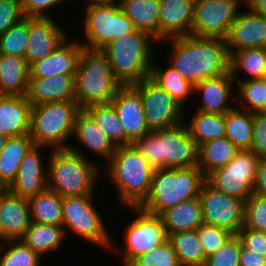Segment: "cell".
<instances>
[{
	"instance_id": "obj_43",
	"label": "cell",
	"mask_w": 266,
	"mask_h": 266,
	"mask_svg": "<svg viewBox=\"0 0 266 266\" xmlns=\"http://www.w3.org/2000/svg\"><path fill=\"white\" fill-rule=\"evenodd\" d=\"M241 102L244 100L249 112L260 111L266 99V79H251L240 81L238 84Z\"/></svg>"
},
{
	"instance_id": "obj_54",
	"label": "cell",
	"mask_w": 266,
	"mask_h": 266,
	"mask_svg": "<svg viewBox=\"0 0 266 266\" xmlns=\"http://www.w3.org/2000/svg\"><path fill=\"white\" fill-rule=\"evenodd\" d=\"M8 140V137L5 136L4 134L0 133V152L5 146L6 141Z\"/></svg>"
},
{
	"instance_id": "obj_32",
	"label": "cell",
	"mask_w": 266,
	"mask_h": 266,
	"mask_svg": "<svg viewBox=\"0 0 266 266\" xmlns=\"http://www.w3.org/2000/svg\"><path fill=\"white\" fill-rule=\"evenodd\" d=\"M65 231L62 225L31 222L21 240L42 257V255L50 251L54 252L59 248L63 238L67 235Z\"/></svg>"
},
{
	"instance_id": "obj_59",
	"label": "cell",
	"mask_w": 266,
	"mask_h": 266,
	"mask_svg": "<svg viewBox=\"0 0 266 266\" xmlns=\"http://www.w3.org/2000/svg\"><path fill=\"white\" fill-rule=\"evenodd\" d=\"M264 79H266V65H265V75H264Z\"/></svg>"
},
{
	"instance_id": "obj_41",
	"label": "cell",
	"mask_w": 266,
	"mask_h": 266,
	"mask_svg": "<svg viewBox=\"0 0 266 266\" xmlns=\"http://www.w3.org/2000/svg\"><path fill=\"white\" fill-rule=\"evenodd\" d=\"M9 246L0 255V266H40V256L21 239L5 240Z\"/></svg>"
},
{
	"instance_id": "obj_56",
	"label": "cell",
	"mask_w": 266,
	"mask_h": 266,
	"mask_svg": "<svg viewBox=\"0 0 266 266\" xmlns=\"http://www.w3.org/2000/svg\"><path fill=\"white\" fill-rule=\"evenodd\" d=\"M260 112L266 113V99H265L264 107L260 110Z\"/></svg>"
},
{
	"instance_id": "obj_6",
	"label": "cell",
	"mask_w": 266,
	"mask_h": 266,
	"mask_svg": "<svg viewBox=\"0 0 266 266\" xmlns=\"http://www.w3.org/2000/svg\"><path fill=\"white\" fill-rule=\"evenodd\" d=\"M206 176L198 167L155 169L148 198L140 206L160 215L182 202L198 197Z\"/></svg>"
},
{
	"instance_id": "obj_44",
	"label": "cell",
	"mask_w": 266,
	"mask_h": 266,
	"mask_svg": "<svg viewBox=\"0 0 266 266\" xmlns=\"http://www.w3.org/2000/svg\"><path fill=\"white\" fill-rule=\"evenodd\" d=\"M244 226L266 232V197L252 193L245 200Z\"/></svg>"
},
{
	"instance_id": "obj_53",
	"label": "cell",
	"mask_w": 266,
	"mask_h": 266,
	"mask_svg": "<svg viewBox=\"0 0 266 266\" xmlns=\"http://www.w3.org/2000/svg\"><path fill=\"white\" fill-rule=\"evenodd\" d=\"M246 5L266 18V0H248Z\"/></svg>"
},
{
	"instance_id": "obj_14",
	"label": "cell",
	"mask_w": 266,
	"mask_h": 266,
	"mask_svg": "<svg viewBox=\"0 0 266 266\" xmlns=\"http://www.w3.org/2000/svg\"><path fill=\"white\" fill-rule=\"evenodd\" d=\"M199 198L202 204L203 223L224 228L237 234L244 226L245 202L225 194L205 181Z\"/></svg>"
},
{
	"instance_id": "obj_52",
	"label": "cell",
	"mask_w": 266,
	"mask_h": 266,
	"mask_svg": "<svg viewBox=\"0 0 266 266\" xmlns=\"http://www.w3.org/2000/svg\"><path fill=\"white\" fill-rule=\"evenodd\" d=\"M240 266H266V257L241 247Z\"/></svg>"
},
{
	"instance_id": "obj_12",
	"label": "cell",
	"mask_w": 266,
	"mask_h": 266,
	"mask_svg": "<svg viewBox=\"0 0 266 266\" xmlns=\"http://www.w3.org/2000/svg\"><path fill=\"white\" fill-rule=\"evenodd\" d=\"M137 215L125 230L126 250L123 265L128 266L140 255L154 249L168 240L160 215L149 213L141 207H129Z\"/></svg>"
},
{
	"instance_id": "obj_26",
	"label": "cell",
	"mask_w": 266,
	"mask_h": 266,
	"mask_svg": "<svg viewBox=\"0 0 266 266\" xmlns=\"http://www.w3.org/2000/svg\"><path fill=\"white\" fill-rule=\"evenodd\" d=\"M72 136L106 160L111 159L118 147L85 110L77 114Z\"/></svg>"
},
{
	"instance_id": "obj_42",
	"label": "cell",
	"mask_w": 266,
	"mask_h": 266,
	"mask_svg": "<svg viewBox=\"0 0 266 266\" xmlns=\"http://www.w3.org/2000/svg\"><path fill=\"white\" fill-rule=\"evenodd\" d=\"M128 266H180L169 240L134 259Z\"/></svg>"
},
{
	"instance_id": "obj_20",
	"label": "cell",
	"mask_w": 266,
	"mask_h": 266,
	"mask_svg": "<svg viewBox=\"0 0 266 266\" xmlns=\"http://www.w3.org/2000/svg\"><path fill=\"white\" fill-rule=\"evenodd\" d=\"M43 147L45 146L34 145L24 156L15 180L7 188L10 193L29 199L48 188L47 178L42 167L44 164L39 155V150Z\"/></svg>"
},
{
	"instance_id": "obj_35",
	"label": "cell",
	"mask_w": 266,
	"mask_h": 266,
	"mask_svg": "<svg viewBox=\"0 0 266 266\" xmlns=\"http://www.w3.org/2000/svg\"><path fill=\"white\" fill-rule=\"evenodd\" d=\"M180 266L202 265L207 257L198 238L197 230L179 231L168 235Z\"/></svg>"
},
{
	"instance_id": "obj_4",
	"label": "cell",
	"mask_w": 266,
	"mask_h": 266,
	"mask_svg": "<svg viewBox=\"0 0 266 266\" xmlns=\"http://www.w3.org/2000/svg\"><path fill=\"white\" fill-rule=\"evenodd\" d=\"M75 100L81 110L110 103L121 83L114 77L105 54L98 49H82L74 77Z\"/></svg>"
},
{
	"instance_id": "obj_3",
	"label": "cell",
	"mask_w": 266,
	"mask_h": 266,
	"mask_svg": "<svg viewBox=\"0 0 266 266\" xmlns=\"http://www.w3.org/2000/svg\"><path fill=\"white\" fill-rule=\"evenodd\" d=\"M154 170L133 145L118 146L107 167L121 203L129 207H140L148 198Z\"/></svg>"
},
{
	"instance_id": "obj_50",
	"label": "cell",
	"mask_w": 266,
	"mask_h": 266,
	"mask_svg": "<svg viewBox=\"0 0 266 266\" xmlns=\"http://www.w3.org/2000/svg\"><path fill=\"white\" fill-rule=\"evenodd\" d=\"M21 1H22L23 12L26 17H50L47 16L45 11L58 5V3L62 2V0H21Z\"/></svg>"
},
{
	"instance_id": "obj_16",
	"label": "cell",
	"mask_w": 266,
	"mask_h": 266,
	"mask_svg": "<svg viewBox=\"0 0 266 266\" xmlns=\"http://www.w3.org/2000/svg\"><path fill=\"white\" fill-rule=\"evenodd\" d=\"M126 131V145L151 133L145 115L142 97L132 86H122L110 102Z\"/></svg>"
},
{
	"instance_id": "obj_17",
	"label": "cell",
	"mask_w": 266,
	"mask_h": 266,
	"mask_svg": "<svg viewBox=\"0 0 266 266\" xmlns=\"http://www.w3.org/2000/svg\"><path fill=\"white\" fill-rule=\"evenodd\" d=\"M51 17H28V40L25 59L30 66L52 54L66 36Z\"/></svg>"
},
{
	"instance_id": "obj_18",
	"label": "cell",
	"mask_w": 266,
	"mask_h": 266,
	"mask_svg": "<svg viewBox=\"0 0 266 266\" xmlns=\"http://www.w3.org/2000/svg\"><path fill=\"white\" fill-rule=\"evenodd\" d=\"M245 13H238L226 40L229 56L247 48L266 49V18L247 6Z\"/></svg>"
},
{
	"instance_id": "obj_10",
	"label": "cell",
	"mask_w": 266,
	"mask_h": 266,
	"mask_svg": "<svg viewBox=\"0 0 266 266\" xmlns=\"http://www.w3.org/2000/svg\"><path fill=\"white\" fill-rule=\"evenodd\" d=\"M92 198L93 195L63 197L62 226L90 243L110 248L112 239L99 212L93 207Z\"/></svg>"
},
{
	"instance_id": "obj_15",
	"label": "cell",
	"mask_w": 266,
	"mask_h": 266,
	"mask_svg": "<svg viewBox=\"0 0 266 266\" xmlns=\"http://www.w3.org/2000/svg\"><path fill=\"white\" fill-rule=\"evenodd\" d=\"M241 0H195L191 35L226 38Z\"/></svg>"
},
{
	"instance_id": "obj_29",
	"label": "cell",
	"mask_w": 266,
	"mask_h": 266,
	"mask_svg": "<svg viewBox=\"0 0 266 266\" xmlns=\"http://www.w3.org/2000/svg\"><path fill=\"white\" fill-rule=\"evenodd\" d=\"M118 3L136 30L146 32L156 42L159 41V0H120Z\"/></svg>"
},
{
	"instance_id": "obj_40",
	"label": "cell",
	"mask_w": 266,
	"mask_h": 266,
	"mask_svg": "<svg viewBox=\"0 0 266 266\" xmlns=\"http://www.w3.org/2000/svg\"><path fill=\"white\" fill-rule=\"evenodd\" d=\"M28 40V17L0 35V54L25 57Z\"/></svg>"
},
{
	"instance_id": "obj_13",
	"label": "cell",
	"mask_w": 266,
	"mask_h": 266,
	"mask_svg": "<svg viewBox=\"0 0 266 266\" xmlns=\"http://www.w3.org/2000/svg\"><path fill=\"white\" fill-rule=\"evenodd\" d=\"M141 95L146 123L151 131L178 125L183 107L150 77L132 85Z\"/></svg>"
},
{
	"instance_id": "obj_21",
	"label": "cell",
	"mask_w": 266,
	"mask_h": 266,
	"mask_svg": "<svg viewBox=\"0 0 266 266\" xmlns=\"http://www.w3.org/2000/svg\"><path fill=\"white\" fill-rule=\"evenodd\" d=\"M62 42L52 54L29 66L30 77L50 78L57 75H75L83 45L77 41Z\"/></svg>"
},
{
	"instance_id": "obj_47",
	"label": "cell",
	"mask_w": 266,
	"mask_h": 266,
	"mask_svg": "<svg viewBox=\"0 0 266 266\" xmlns=\"http://www.w3.org/2000/svg\"><path fill=\"white\" fill-rule=\"evenodd\" d=\"M252 144L250 151L259 159L266 158V113L252 112Z\"/></svg>"
},
{
	"instance_id": "obj_22",
	"label": "cell",
	"mask_w": 266,
	"mask_h": 266,
	"mask_svg": "<svg viewBox=\"0 0 266 266\" xmlns=\"http://www.w3.org/2000/svg\"><path fill=\"white\" fill-rule=\"evenodd\" d=\"M159 3L160 42L191 34L195 0H159Z\"/></svg>"
},
{
	"instance_id": "obj_57",
	"label": "cell",
	"mask_w": 266,
	"mask_h": 266,
	"mask_svg": "<svg viewBox=\"0 0 266 266\" xmlns=\"http://www.w3.org/2000/svg\"><path fill=\"white\" fill-rule=\"evenodd\" d=\"M182 266H207L206 264H202V265H182Z\"/></svg>"
},
{
	"instance_id": "obj_51",
	"label": "cell",
	"mask_w": 266,
	"mask_h": 266,
	"mask_svg": "<svg viewBox=\"0 0 266 266\" xmlns=\"http://www.w3.org/2000/svg\"><path fill=\"white\" fill-rule=\"evenodd\" d=\"M253 193L266 197V158H260L258 161Z\"/></svg>"
},
{
	"instance_id": "obj_31",
	"label": "cell",
	"mask_w": 266,
	"mask_h": 266,
	"mask_svg": "<svg viewBox=\"0 0 266 266\" xmlns=\"http://www.w3.org/2000/svg\"><path fill=\"white\" fill-rule=\"evenodd\" d=\"M239 151L227 137L207 141L199 145L198 167L207 176L230 163Z\"/></svg>"
},
{
	"instance_id": "obj_25",
	"label": "cell",
	"mask_w": 266,
	"mask_h": 266,
	"mask_svg": "<svg viewBox=\"0 0 266 266\" xmlns=\"http://www.w3.org/2000/svg\"><path fill=\"white\" fill-rule=\"evenodd\" d=\"M234 79L230 71L225 74L208 78L194 86V93L202 94V103L197 105V111L203 113L225 114L227 111L233 109L227 105L232 91V84Z\"/></svg>"
},
{
	"instance_id": "obj_38",
	"label": "cell",
	"mask_w": 266,
	"mask_h": 266,
	"mask_svg": "<svg viewBox=\"0 0 266 266\" xmlns=\"http://www.w3.org/2000/svg\"><path fill=\"white\" fill-rule=\"evenodd\" d=\"M252 132V112L233 108L225 113V137L239 150L250 149Z\"/></svg>"
},
{
	"instance_id": "obj_46",
	"label": "cell",
	"mask_w": 266,
	"mask_h": 266,
	"mask_svg": "<svg viewBox=\"0 0 266 266\" xmlns=\"http://www.w3.org/2000/svg\"><path fill=\"white\" fill-rule=\"evenodd\" d=\"M241 241L234 234L215 253L209 255L205 264L207 266H240Z\"/></svg>"
},
{
	"instance_id": "obj_7",
	"label": "cell",
	"mask_w": 266,
	"mask_h": 266,
	"mask_svg": "<svg viewBox=\"0 0 266 266\" xmlns=\"http://www.w3.org/2000/svg\"><path fill=\"white\" fill-rule=\"evenodd\" d=\"M47 169V187L62 197L93 195L98 166L75 148L54 149Z\"/></svg>"
},
{
	"instance_id": "obj_28",
	"label": "cell",
	"mask_w": 266,
	"mask_h": 266,
	"mask_svg": "<svg viewBox=\"0 0 266 266\" xmlns=\"http://www.w3.org/2000/svg\"><path fill=\"white\" fill-rule=\"evenodd\" d=\"M160 217L167 235L179 231L197 230L203 224L199 196L163 211Z\"/></svg>"
},
{
	"instance_id": "obj_33",
	"label": "cell",
	"mask_w": 266,
	"mask_h": 266,
	"mask_svg": "<svg viewBox=\"0 0 266 266\" xmlns=\"http://www.w3.org/2000/svg\"><path fill=\"white\" fill-rule=\"evenodd\" d=\"M28 201L32 222L62 225L63 197L58 193L47 188Z\"/></svg>"
},
{
	"instance_id": "obj_37",
	"label": "cell",
	"mask_w": 266,
	"mask_h": 266,
	"mask_svg": "<svg viewBox=\"0 0 266 266\" xmlns=\"http://www.w3.org/2000/svg\"><path fill=\"white\" fill-rule=\"evenodd\" d=\"M150 78L166 90L182 107H185L186 99L194 94V85L185 80L171 65L163 70L155 63L151 65Z\"/></svg>"
},
{
	"instance_id": "obj_2",
	"label": "cell",
	"mask_w": 266,
	"mask_h": 266,
	"mask_svg": "<svg viewBox=\"0 0 266 266\" xmlns=\"http://www.w3.org/2000/svg\"><path fill=\"white\" fill-rule=\"evenodd\" d=\"M184 124L153 130L132 145L154 169L198 166L199 146Z\"/></svg>"
},
{
	"instance_id": "obj_5",
	"label": "cell",
	"mask_w": 266,
	"mask_h": 266,
	"mask_svg": "<svg viewBox=\"0 0 266 266\" xmlns=\"http://www.w3.org/2000/svg\"><path fill=\"white\" fill-rule=\"evenodd\" d=\"M146 32L135 30L106 44L101 51L108 58L114 77L122 86L134 85L150 77L152 44ZM152 53V54H151Z\"/></svg>"
},
{
	"instance_id": "obj_45",
	"label": "cell",
	"mask_w": 266,
	"mask_h": 266,
	"mask_svg": "<svg viewBox=\"0 0 266 266\" xmlns=\"http://www.w3.org/2000/svg\"><path fill=\"white\" fill-rule=\"evenodd\" d=\"M197 233L206 257L215 253L234 235L224 228L206 223L197 229Z\"/></svg>"
},
{
	"instance_id": "obj_48",
	"label": "cell",
	"mask_w": 266,
	"mask_h": 266,
	"mask_svg": "<svg viewBox=\"0 0 266 266\" xmlns=\"http://www.w3.org/2000/svg\"><path fill=\"white\" fill-rule=\"evenodd\" d=\"M24 18L21 0H0V35Z\"/></svg>"
},
{
	"instance_id": "obj_39",
	"label": "cell",
	"mask_w": 266,
	"mask_h": 266,
	"mask_svg": "<svg viewBox=\"0 0 266 266\" xmlns=\"http://www.w3.org/2000/svg\"><path fill=\"white\" fill-rule=\"evenodd\" d=\"M85 111L117 146L126 145V131L111 103L92 105Z\"/></svg>"
},
{
	"instance_id": "obj_11",
	"label": "cell",
	"mask_w": 266,
	"mask_h": 266,
	"mask_svg": "<svg viewBox=\"0 0 266 266\" xmlns=\"http://www.w3.org/2000/svg\"><path fill=\"white\" fill-rule=\"evenodd\" d=\"M259 158L250 150H240L226 166L206 176V181L225 194L245 200L253 193Z\"/></svg>"
},
{
	"instance_id": "obj_1",
	"label": "cell",
	"mask_w": 266,
	"mask_h": 266,
	"mask_svg": "<svg viewBox=\"0 0 266 266\" xmlns=\"http://www.w3.org/2000/svg\"><path fill=\"white\" fill-rule=\"evenodd\" d=\"M169 39L173 45L170 65L192 85L229 72L230 56L224 38L189 34Z\"/></svg>"
},
{
	"instance_id": "obj_27",
	"label": "cell",
	"mask_w": 266,
	"mask_h": 266,
	"mask_svg": "<svg viewBox=\"0 0 266 266\" xmlns=\"http://www.w3.org/2000/svg\"><path fill=\"white\" fill-rule=\"evenodd\" d=\"M29 78L25 57L0 54V95H26Z\"/></svg>"
},
{
	"instance_id": "obj_23",
	"label": "cell",
	"mask_w": 266,
	"mask_h": 266,
	"mask_svg": "<svg viewBox=\"0 0 266 266\" xmlns=\"http://www.w3.org/2000/svg\"><path fill=\"white\" fill-rule=\"evenodd\" d=\"M31 109L26 95H0V133L8 138L28 135Z\"/></svg>"
},
{
	"instance_id": "obj_24",
	"label": "cell",
	"mask_w": 266,
	"mask_h": 266,
	"mask_svg": "<svg viewBox=\"0 0 266 266\" xmlns=\"http://www.w3.org/2000/svg\"><path fill=\"white\" fill-rule=\"evenodd\" d=\"M75 75H57L50 78L30 77L27 100L36 106L54 101L75 100Z\"/></svg>"
},
{
	"instance_id": "obj_9",
	"label": "cell",
	"mask_w": 266,
	"mask_h": 266,
	"mask_svg": "<svg viewBox=\"0 0 266 266\" xmlns=\"http://www.w3.org/2000/svg\"><path fill=\"white\" fill-rule=\"evenodd\" d=\"M117 2L109 0L87 5L84 33L88 43H82L84 48L101 50L111 41L136 30Z\"/></svg>"
},
{
	"instance_id": "obj_36",
	"label": "cell",
	"mask_w": 266,
	"mask_h": 266,
	"mask_svg": "<svg viewBox=\"0 0 266 266\" xmlns=\"http://www.w3.org/2000/svg\"><path fill=\"white\" fill-rule=\"evenodd\" d=\"M187 128L198 146L210 140L223 138L225 114L203 113L196 110Z\"/></svg>"
},
{
	"instance_id": "obj_49",
	"label": "cell",
	"mask_w": 266,
	"mask_h": 266,
	"mask_svg": "<svg viewBox=\"0 0 266 266\" xmlns=\"http://www.w3.org/2000/svg\"><path fill=\"white\" fill-rule=\"evenodd\" d=\"M236 235L240 239L244 249L266 257V232L243 226Z\"/></svg>"
},
{
	"instance_id": "obj_30",
	"label": "cell",
	"mask_w": 266,
	"mask_h": 266,
	"mask_svg": "<svg viewBox=\"0 0 266 266\" xmlns=\"http://www.w3.org/2000/svg\"><path fill=\"white\" fill-rule=\"evenodd\" d=\"M34 145L29 134L8 138L0 152L1 189H7L15 180L22 159Z\"/></svg>"
},
{
	"instance_id": "obj_8",
	"label": "cell",
	"mask_w": 266,
	"mask_h": 266,
	"mask_svg": "<svg viewBox=\"0 0 266 266\" xmlns=\"http://www.w3.org/2000/svg\"><path fill=\"white\" fill-rule=\"evenodd\" d=\"M81 111L76 100L54 101L32 106L30 132L35 145L68 149L75 119Z\"/></svg>"
},
{
	"instance_id": "obj_34",
	"label": "cell",
	"mask_w": 266,
	"mask_h": 266,
	"mask_svg": "<svg viewBox=\"0 0 266 266\" xmlns=\"http://www.w3.org/2000/svg\"><path fill=\"white\" fill-rule=\"evenodd\" d=\"M265 65V48H247L235 51L230 55L229 71L234 80L237 79L238 71L248 74L249 77L244 80L262 79L265 75Z\"/></svg>"
},
{
	"instance_id": "obj_55",
	"label": "cell",
	"mask_w": 266,
	"mask_h": 266,
	"mask_svg": "<svg viewBox=\"0 0 266 266\" xmlns=\"http://www.w3.org/2000/svg\"><path fill=\"white\" fill-rule=\"evenodd\" d=\"M90 3L89 4H95V3H103L109 0H88Z\"/></svg>"
},
{
	"instance_id": "obj_58",
	"label": "cell",
	"mask_w": 266,
	"mask_h": 266,
	"mask_svg": "<svg viewBox=\"0 0 266 266\" xmlns=\"http://www.w3.org/2000/svg\"><path fill=\"white\" fill-rule=\"evenodd\" d=\"M2 245H4L3 242L2 243L0 242V250L4 249L2 248L3 247Z\"/></svg>"
},
{
	"instance_id": "obj_19",
	"label": "cell",
	"mask_w": 266,
	"mask_h": 266,
	"mask_svg": "<svg viewBox=\"0 0 266 266\" xmlns=\"http://www.w3.org/2000/svg\"><path fill=\"white\" fill-rule=\"evenodd\" d=\"M30 206L27 198L0 190V242L21 239L31 225Z\"/></svg>"
}]
</instances>
